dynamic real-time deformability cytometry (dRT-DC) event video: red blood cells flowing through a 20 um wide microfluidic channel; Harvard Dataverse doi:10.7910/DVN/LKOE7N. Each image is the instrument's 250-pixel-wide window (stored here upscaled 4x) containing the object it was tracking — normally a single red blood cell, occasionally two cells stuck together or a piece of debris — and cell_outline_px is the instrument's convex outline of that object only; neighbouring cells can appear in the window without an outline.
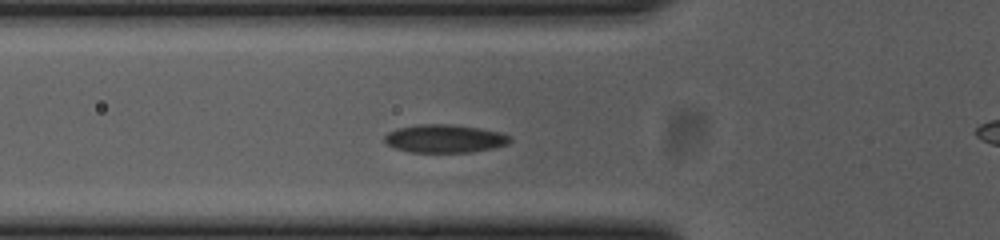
{"species": "common noctule bat (a hibernating species)", "species_latin": "Nyctalus noctula", "temperature_condition": "cold", "stored_images_in_passage": 33, "camera_frame_rate_fps": 3000, "um_per_image_px": 0.085, "animal": {"sex": "female", "body_mass_g": 23.0, "forearm_length_mm": 53.4}, "frame": {"image": 1, "passage_image": 9, "time_ms": 2.667, "image_size_px": [1000, 240], "cell_outline_px": [[512, 140], [508, 144], [492, 148], [472, 152], [412, 152], [396, 148], [388, 144], [384, 140], [384, 136], [388, 132], [400, 128], [420, 124], [452, 124], [480, 128], [504, 132], [512, 136]], "centroid_in_image_um": [37.87, 11.77], "position_along_channel_um": 87.9, "area_um2": 20.63}}
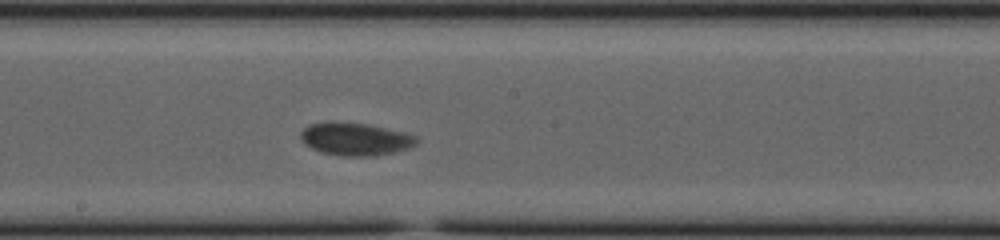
{"frame": {"image": 2, "passage_image": 20, "time_ms": 6.333, "image_size_px": [1000, 240], "cell_outline_px": [[420, 140], [416, 144], [408, 148], [392, 152], [372, 156], [344, 156], [320, 152], [304, 144], [300, 140], [300, 132], [308, 124], [364, 124], [404, 132], [416, 136]], "centroid_in_image_um": [30.21, 11.86], "position_along_channel_um": 218.0, "area_um2": 21.44}}
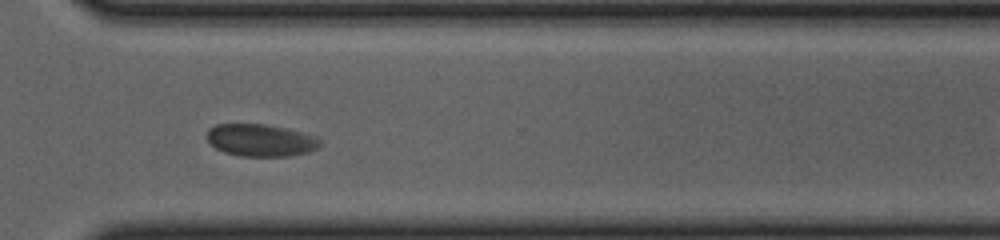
{"frame": {"image": 3, "passage_image": 31, "time_ms": 10.0, "image_size_px": [1000, 240], "cell_outline_px": [[320, 144], [316, 148], [308, 152], [288, 156], [240, 156], [224, 152], [216, 148], [204, 136], [208, 128], [216, 124], [264, 124], [288, 128], [316, 136], [320, 140]], "centroid_in_image_um": [22.12, 11.91], "position_along_channel_um": 348.5, "area_um2": 21.39}, "authors_computed_cell_mechanics": {"area_um2": 21.0392, "velocity_mm_per_s": 3.5424, "shape_relaxation_time_tau1_ms": 3.9111, "shape_relaxation_time_tau2_ms": null, "deformation_change_tau1": 0.0762, "deformation_change_tau2": null}}